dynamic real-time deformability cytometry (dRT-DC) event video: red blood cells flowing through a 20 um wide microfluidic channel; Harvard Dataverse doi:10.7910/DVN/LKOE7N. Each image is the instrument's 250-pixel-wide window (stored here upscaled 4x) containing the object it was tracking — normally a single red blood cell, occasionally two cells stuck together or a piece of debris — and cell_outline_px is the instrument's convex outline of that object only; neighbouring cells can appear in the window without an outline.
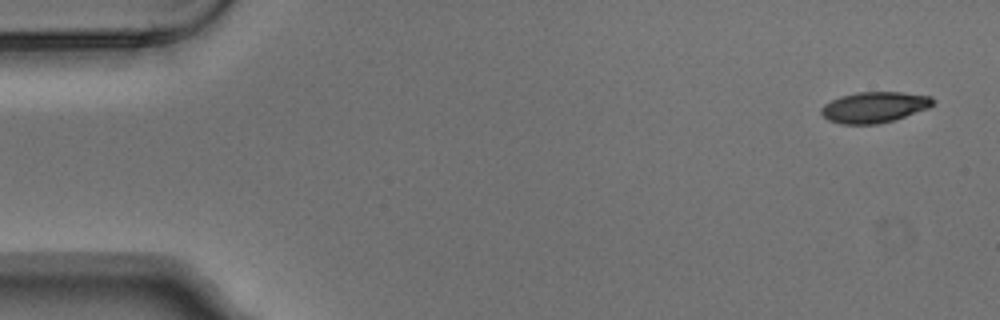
{"species": "Egyptian fruit bat (a non-hibernating species)", "species_latin": "Rousettus aegyptiacus", "temperature_condition": "warm", "stored_images_in_passage": 3, "camera_frame_rate_fps": 3000, "um_per_image_px": 0.085, "animal": {"sex": "male"}, "frame": {"image": 1, "passage_image": 1, "time_ms": 0.0, "image_size_px": [1000, 320], "cell_outline_px": [[936, 100], [928, 108], [892, 120], [876, 124], [840, 124], [828, 120], [820, 112], [820, 108], [824, 104], [840, 96], [856, 92], [900, 92], [932, 96]], "centroid_in_image_um": [74.29, 9.1], "position_along_channel_um": 10.7, "area_um2": 20.0}}